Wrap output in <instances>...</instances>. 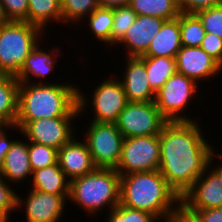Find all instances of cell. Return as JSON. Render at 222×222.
I'll return each mask as SVG.
<instances>
[{"label":"cell","instance_id":"cell-12","mask_svg":"<svg viewBox=\"0 0 222 222\" xmlns=\"http://www.w3.org/2000/svg\"><path fill=\"white\" fill-rule=\"evenodd\" d=\"M78 117L43 118L35 121H16L28 142L46 145L59 150L76 133L74 129ZM74 121V122H72ZM73 124V126H72Z\"/></svg>","mask_w":222,"mask_h":222},{"label":"cell","instance_id":"cell-29","mask_svg":"<svg viewBox=\"0 0 222 222\" xmlns=\"http://www.w3.org/2000/svg\"><path fill=\"white\" fill-rule=\"evenodd\" d=\"M136 18V12L129 5L113 7L111 46L114 47L124 38L126 31Z\"/></svg>","mask_w":222,"mask_h":222},{"label":"cell","instance_id":"cell-19","mask_svg":"<svg viewBox=\"0 0 222 222\" xmlns=\"http://www.w3.org/2000/svg\"><path fill=\"white\" fill-rule=\"evenodd\" d=\"M0 175L12 184L31 179L32 169L29 161L28 141L16 138L11 149L0 163ZM19 182V183H18Z\"/></svg>","mask_w":222,"mask_h":222},{"label":"cell","instance_id":"cell-33","mask_svg":"<svg viewBox=\"0 0 222 222\" xmlns=\"http://www.w3.org/2000/svg\"><path fill=\"white\" fill-rule=\"evenodd\" d=\"M4 12L9 21H26L28 0H1Z\"/></svg>","mask_w":222,"mask_h":222},{"label":"cell","instance_id":"cell-36","mask_svg":"<svg viewBox=\"0 0 222 222\" xmlns=\"http://www.w3.org/2000/svg\"><path fill=\"white\" fill-rule=\"evenodd\" d=\"M200 47L222 66V38L213 33H206Z\"/></svg>","mask_w":222,"mask_h":222},{"label":"cell","instance_id":"cell-17","mask_svg":"<svg viewBox=\"0 0 222 222\" xmlns=\"http://www.w3.org/2000/svg\"><path fill=\"white\" fill-rule=\"evenodd\" d=\"M122 79L128 102H152L156 93L151 89L145 63L139 57H127Z\"/></svg>","mask_w":222,"mask_h":222},{"label":"cell","instance_id":"cell-39","mask_svg":"<svg viewBox=\"0 0 222 222\" xmlns=\"http://www.w3.org/2000/svg\"><path fill=\"white\" fill-rule=\"evenodd\" d=\"M169 222H199L193 215L188 214L180 208L170 219Z\"/></svg>","mask_w":222,"mask_h":222},{"label":"cell","instance_id":"cell-3","mask_svg":"<svg viewBox=\"0 0 222 222\" xmlns=\"http://www.w3.org/2000/svg\"><path fill=\"white\" fill-rule=\"evenodd\" d=\"M80 117L78 86L67 83L20 82L16 121L43 118Z\"/></svg>","mask_w":222,"mask_h":222},{"label":"cell","instance_id":"cell-26","mask_svg":"<svg viewBox=\"0 0 222 222\" xmlns=\"http://www.w3.org/2000/svg\"><path fill=\"white\" fill-rule=\"evenodd\" d=\"M88 18V19H87ZM89 30L97 41L111 46V31L113 27V8L98 7L86 17Z\"/></svg>","mask_w":222,"mask_h":222},{"label":"cell","instance_id":"cell-13","mask_svg":"<svg viewBox=\"0 0 222 222\" xmlns=\"http://www.w3.org/2000/svg\"><path fill=\"white\" fill-rule=\"evenodd\" d=\"M26 197L23 199L17 193L16 210L21 211L25 207V222H60L69 195H55L30 188Z\"/></svg>","mask_w":222,"mask_h":222},{"label":"cell","instance_id":"cell-32","mask_svg":"<svg viewBox=\"0 0 222 222\" xmlns=\"http://www.w3.org/2000/svg\"><path fill=\"white\" fill-rule=\"evenodd\" d=\"M206 33H213L222 38V4L196 13Z\"/></svg>","mask_w":222,"mask_h":222},{"label":"cell","instance_id":"cell-42","mask_svg":"<svg viewBox=\"0 0 222 222\" xmlns=\"http://www.w3.org/2000/svg\"><path fill=\"white\" fill-rule=\"evenodd\" d=\"M9 216L10 215L6 211L0 209V222H10Z\"/></svg>","mask_w":222,"mask_h":222},{"label":"cell","instance_id":"cell-35","mask_svg":"<svg viewBox=\"0 0 222 222\" xmlns=\"http://www.w3.org/2000/svg\"><path fill=\"white\" fill-rule=\"evenodd\" d=\"M176 2L180 12L188 14H196L222 4V0H176Z\"/></svg>","mask_w":222,"mask_h":222},{"label":"cell","instance_id":"cell-37","mask_svg":"<svg viewBox=\"0 0 222 222\" xmlns=\"http://www.w3.org/2000/svg\"><path fill=\"white\" fill-rule=\"evenodd\" d=\"M199 222H222V207L211 209H183Z\"/></svg>","mask_w":222,"mask_h":222},{"label":"cell","instance_id":"cell-14","mask_svg":"<svg viewBox=\"0 0 222 222\" xmlns=\"http://www.w3.org/2000/svg\"><path fill=\"white\" fill-rule=\"evenodd\" d=\"M175 59L177 73L193 79L198 85L202 84L201 80L207 81L222 73V66L201 47L182 46Z\"/></svg>","mask_w":222,"mask_h":222},{"label":"cell","instance_id":"cell-11","mask_svg":"<svg viewBox=\"0 0 222 222\" xmlns=\"http://www.w3.org/2000/svg\"><path fill=\"white\" fill-rule=\"evenodd\" d=\"M214 149L215 147L212 145L211 162L180 198V208L211 209L222 207V173L213 164V161L217 162Z\"/></svg>","mask_w":222,"mask_h":222},{"label":"cell","instance_id":"cell-30","mask_svg":"<svg viewBox=\"0 0 222 222\" xmlns=\"http://www.w3.org/2000/svg\"><path fill=\"white\" fill-rule=\"evenodd\" d=\"M28 153L32 171L57 163L58 150L52 147L28 142Z\"/></svg>","mask_w":222,"mask_h":222},{"label":"cell","instance_id":"cell-27","mask_svg":"<svg viewBox=\"0 0 222 222\" xmlns=\"http://www.w3.org/2000/svg\"><path fill=\"white\" fill-rule=\"evenodd\" d=\"M206 31L196 14H180L181 45L186 47H200Z\"/></svg>","mask_w":222,"mask_h":222},{"label":"cell","instance_id":"cell-22","mask_svg":"<svg viewBox=\"0 0 222 222\" xmlns=\"http://www.w3.org/2000/svg\"><path fill=\"white\" fill-rule=\"evenodd\" d=\"M20 82L14 76L0 75V122L15 125L18 115Z\"/></svg>","mask_w":222,"mask_h":222},{"label":"cell","instance_id":"cell-6","mask_svg":"<svg viewBox=\"0 0 222 222\" xmlns=\"http://www.w3.org/2000/svg\"><path fill=\"white\" fill-rule=\"evenodd\" d=\"M114 77V78H113ZM116 75L105 79L92 89V97H88L87 92H83L78 85V110L79 116L85 111L89 103L94 116L90 120L97 123H116L119 114L125 108L127 101L125 90L121 79ZM87 96V97H86ZM89 99V100H88ZM92 100V101H90ZM89 101V102H88ZM93 108V109H92Z\"/></svg>","mask_w":222,"mask_h":222},{"label":"cell","instance_id":"cell-18","mask_svg":"<svg viewBox=\"0 0 222 222\" xmlns=\"http://www.w3.org/2000/svg\"><path fill=\"white\" fill-rule=\"evenodd\" d=\"M42 42H39L36 47L31 51L28 57L25 59L24 64L20 69L17 80L24 83H52L53 81H44L48 75L53 73L57 62V58L61 55L62 51L55 50V47L51 50H42ZM41 45V46H40ZM57 51V52H56ZM57 54V55H56ZM59 54V55H58ZM56 62V63H55ZM37 79L34 81L32 79ZM42 78V79H41ZM33 81V82H32Z\"/></svg>","mask_w":222,"mask_h":222},{"label":"cell","instance_id":"cell-15","mask_svg":"<svg viewBox=\"0 0 222 222\" xmlns=\"http://www.w3.org/2000/svg\"><path fill=\"white\" fill-rule=\"evenodd\" d=\"M79 140L74 135L58 150L57 162L69 181L91 173L97 168L87 143L80 138Z\"/></svg>","mask_w":222,"mask_h":222},{"label":"cell","instance_id":"cell-16","mask_svg":"<svg viewBox=\"0 0 222 222\" xmlns=\"http://www.w3.org/2000/svg\"><path fill=\"white\" fill-rule=\"evenodd\" d=\"M165 20L150 15H137L134 23L128 28L124 38L117 44L127 49L126 57L142 56L159 32Z\"/></svg>","mask_w":222,"mask_h":222},{"label":"cell","instance_id":"cell-43","mask_svg":"<svg viewBox=\"0 0 222 222\" xmlns=\"http://www.w3.org/2000/svg\"><path fill=\"white\" fill-rule=\"evenodd\" d=\"M217 156H218V160H222V154L221 152H217ZM218 170H220V172L222 173V161H220L219 164L216 163V166H215Z\"/></svg>","mask_w":222,"mask_h":222},{"label":"cell","instance_id":"cell-1","mask_svg":"<svg viewBox=\"0 0 222 222\" xmlns=\"http://www.w3.org/2000/svg\"><path fill=\"white\" fill-rule=\"evenodd\" d=\"M198 121L167 122L159 134V171L181 198L211 162V143Z\"/></svg>","mask_w":222,"mask_h":222},{"label":"cell","instance_id":"cell-21","mask_svg":"<svg viewBox=\"0 0 222 222\" xmlns=\"http://www.w3.org/2000/svg\"><path fill=\"white\" fill-rule=\"evenodd\" d=\"M31 189L55 195H69L70 181L58 162L51 166L32 171Z\"/></svg>","mask_w":222,"mask_h":222},{"label":"cell","instance_id":"cell-10","mask_svg":"<svg viewBox=\"0 0 222 222\" xmlns=\"http://www.w3.org/2000/svg\"><path fill=\"white\" fill-rule=\"evenodd\" d=\"M167 122L155 101L127 102L116 125L123 137L129 138L159 135Z\"/></svg>","mask_w":222,"mask_h":222},{"label":"cell","instance_id":"cell-23","mask_svg":"<svg viewBox=\"0 0 222 222\" xmlns=\"http://www.w3.org/2000/svg\"><path fill=\"white\" fill-rule=\"evenodd\" d=\"M27 22L44 33L51 22L62 23L60 0H28Z\"/></svg>","mask_w":222,"mask_h":222},{"label":"cell","instance_id":"cell-20","mask_svg":"<svg viewBox=\"0 0 222 222\" xmlns=\"http://www.w3.org/2000/svg\"><path fill=\"white\" fill-rule=\"evenodd\" d=\"M180 16L165 20L142 56L175 58L181 49Z\"/></svg>","mask_w":222,"mask_h":222},{"label":"cell","instance_id":"cell-44","mask_svg":"<svg viewBox=\"0 0 222 222\" xmlns=\"http://www.w3.org/2000/svg\"><path fill=\"white\" fill-rule=\"evenodd\" d=\"M5 127L7 126L4 123L0 122V133Z\"/></svg>","mask_w":222,"mask_h":222},{"label":"cell","instance_id":"cell-9","mask_svg":"<svg viewBox=\"0 0 222 222\" xmlns=\"http://www.w3.org/2000/svg\"><path fill=\"white\" fill-rule=\"evenodd\" d=\"M159 135L124 138L121 157L115 170L120 175L159 170Z\"/></svg>","mask_w":222,"mask_h":222},{"label":"cell","instance_id":"cell-5","mask_svg":"<svg viewBox=\"0 0 222 222\" xmlns=\"http://www.w3.org/2000/svg\"><path fill=\"white\" fill-rule=\"evenodd\" d=\"M43 35L40 28L26 21H9L1 25L0 75L17 78L25 59L44 39Z\"/></svg>","mask_w":222,"mask_h":222},{"label":"cell","instance_id":"cell-2","mask_svg":"<svg viewBox=\"0 0 222 222\" xmlns=\"http://www.w3.org/2000/svg\"><path fill=\"white\" fill-rule=\"evenodd\" d=\"M120 204L169 222L180 209V197L159 170L120 175Z\"/></svg>","mask_w":222,"mask_h":222},{"label":"cell","instance_id":"cell-28","mask_svg":"<svg viewBox=\"0 0 222 222\" xmlns=\"http://www.w3.org/2000/svg\"><path fill=\"white\" fill-rule=\"evenodd\" d=\"M62 24H80L96 8L99 7L98 0H60ZM78 22V23H77Z\"/></svg>","mask_w":222,"mask_h":222},{"label":"cell","instance_id":"cell-41","mask_svg":"<svg viewBox=\"0 0 222 222\" xmlns=\"http://www.w3.org/2000/svg\"><path fill=\"white\" fill-rule=\"evenodd\" d=\"M9 22L8 18L6 17V14L4 12V8L2 5V2L0 0V26Z\"/></svg>","mask_w":222,"mask_h":222},{"label":"cell","instance_id":"cell-4","mask_svg":"<svg viewBox=\"0 0 222 222\" xmlns=\"http://www.w3.org/2000/svg\"><path fill=\"white\" fill-rule=\"evenodd\" d=\"M68 200L91 217L93 214L96 217L107 207L109 211L114 209L120 203V174L114 168H96L73 179L70 181Z\"/></svg>","mask_w":222,"mask_h":222},{"label":"cell","instance_id":"cell-34","mask_svg":"<svg viewBox=\"0 0 222 222\" xmlns=\"http://www.w3.org/2000/svg\"><path fill=\"white\" fill-rule=\"evenodd\" d=\"M17 190L4 180L0 175V209L6 211L9 215L16 211Z\"/></svg>","mask_w":222,"mask_h":222},{"label":"cell","instance_id":"cell-7","mask_svg":"<svg viewBox=\"0 0 222 222\" xmlns=\"http://www.w3.org/2000/svg\"><path fill=\"white\" fill-rule=\"evenodd\" d=\"M197 84L193 79L176 72L156 92L155 104L159 112L168 122L196 121L183 112H185L188 108L187 106L191 104L192 99L196 100V98H198L199 103H201L200 101L203 102L202 99L205 96L201 95V98L198 97L200 89H198L199 85Z\"/></svg>","mask_w":222,"mask_h":222},{"label":"cell","instance_id":"cell-24","mask_svg":"<svg viewBox=\"0 0 222 222\" xmlns=\"http://www.w3.org/2000/svg\"><path fill=\"white\" fill-rule=\"evenodd\" d=\"M146 66L151 89L156 93L177 72L176 59L167 57H139Z\"/></svg>","mask_w":222,"mask_h":222},{"label":"cell","instance_id":"cell-31","mask_svg":"<svg viewBox=\"0 0 222 222\" xmlns=\"http://www.w3.org/2000/svg\"><path fill=\"white\" fill-rule=\"evenodd\" d=\"M107 215L105 222H162L148 212L131 209L120 203Z\"/></svg>","mask_w":222,"mask_h":222},{"label":"cell","instance_id":"cell-40","mask_svg":"<svg viewBox=\"0 0 222 222\" xmlns=\"http://www.w3.org/2000/svg\"><path fill=\"white\" fill-rule=\"evenodd\" d=\"M131 0H98L99 7L113 8L117 6L129 5Z\"/></svg>","mask_w":222,"mask_h":222},{"label":"cell","instance_id":"cell-25","mask_svg":"<svg viewBox=\"0 0 222 222\" xmlns=\"http://www.w3.org/2000/svg\"><path fill=\"white\" fill-rule=\"evenodd\" d=\"M129 6L137 15H150L171 20L180 16L181 12L176 0H131Z\"/></svg>","mask_w":222,"mask_h":222},{"label":"cell","instance_id":"cell-8","mask_svg":"<svg viewBox=\"0 0 222 222\" xmlns=\"http://www.w3.org/2000/svg\"><path fill=\"white\" fill-rule=\"evenodd\" d=\"M89 126V127H88ZM83 132L85 142L97 168H116L121 157L124 137L116 123L89 122Z\"/></svg>","mask_w":222,"mask_h":222},{"label":"cell","instance_id":"cell-38","mask_svg":"<svg viewBox=\"0 0 222 222\" xmlns=\"http://www.w3.org/2000/svg\"><path fill=\"white\" fill-rule=\"evenodd\" d=\"M9 129H10V131H11V129H13L14 131L17 130L18 133L19 132L21 133V129L19 127H17L16 125L7 126L1 131V133H0V163L4 160L6 153L11 149V146L16 141V140H14L12 138L10 139V137H8L7 134L10 135V133H8Z\"/></svg>","mask_w":222,"mask_h":222}]
</instances>
